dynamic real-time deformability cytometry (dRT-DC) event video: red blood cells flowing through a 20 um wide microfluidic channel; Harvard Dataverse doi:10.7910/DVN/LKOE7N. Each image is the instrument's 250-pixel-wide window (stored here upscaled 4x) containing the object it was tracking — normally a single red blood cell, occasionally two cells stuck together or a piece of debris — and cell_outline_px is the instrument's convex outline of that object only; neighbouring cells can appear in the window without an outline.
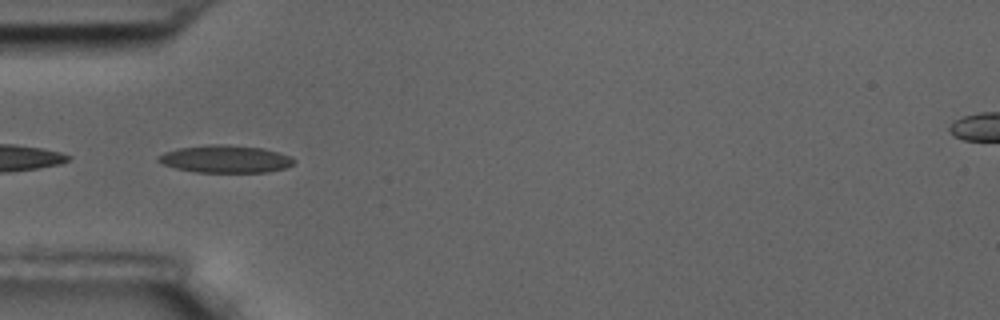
{"species": "common noctule bat (a hibernating species)", "species_latin": "Nyctalus noctula", "temperature_condition": "room temperature", "stored_images_in_passage": 57, "camera_frame_rate_fps": 3000, "um_per_image_px": 0.085, "animal": {"sex": "male", "body_mass_g": 17.5, "forearm_length_mm": 52.3}, "frame": {"image": 1, "passage_image": 17, "time_ms": 5.333, "image_size_px": [1000, 320], "cell_outline_px": [[296, 160], [292, 164], [284, 168], [268, 172], [196, 172], [176, 168], [164, 164], [156, 160], [156, 156], [164, 152], [176, 148], [208, 144], [224, 144], [264, 148], [292, 156]], "centroid_in_image_um": [19.14, 13.5], "position_along_channel_um": 65.9, "area_um2": 21.91}}
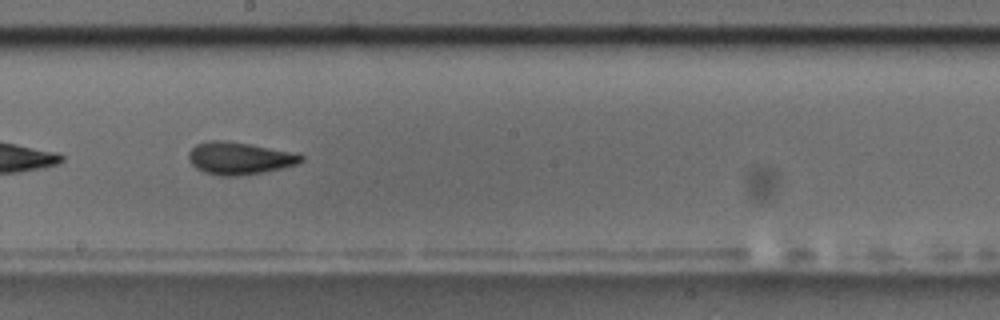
{"frame": {"image": 2, "passage_image": 31, "time_ms": 10.0, "image_size_px": [1000, 320], "cell_outline_px": [[304, 160], [296, 164], [264, 172], [236, 176], [220, 176], [204, 172], [196, 168], [192, 164], [188, 156], [188, 152], [196, 144], [208, 140], [224, 140], [296, 152], [304, 156]], "centroid_in_image_um": [20.34, 13.44], "position_along_channel_um": 227.9, "area_um2": 21.21}}
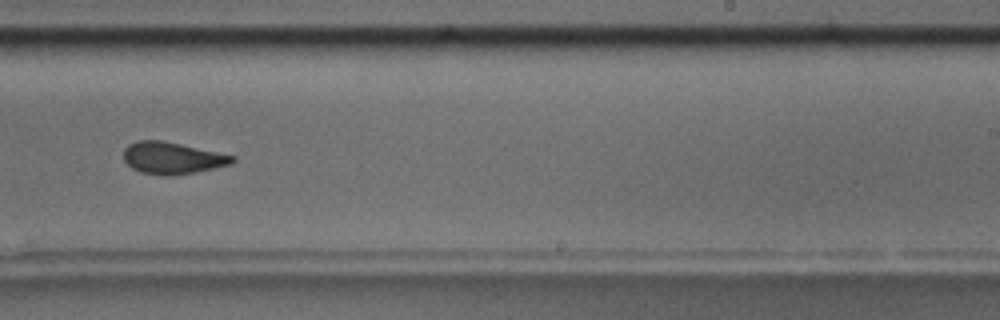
{"frame": {"image": 3, "passage_image": 35, "time_ms": 11.333, "image_size_px": [1000, 320], "cell_outline_px": [[236, 160], [232, 164], [196, 172], [164, 176], [140, 172], [132, 168], [124, 160], [124, 148], [128, 144], [136, 140], [164, 140], [236, 156]], "centroid_in_image_um": [14.65, 13.42], "position_along_channel_um": 274.4, "area_um2": 20.35}, "authors_computed_cell_mechanics": {"area_um2": 21.2126, "velocity_mm_per_s": 3.4913, "shape_relaxation_time_tau1_ms": 9.9746, "shape_relaxation_time_tau2_ms": 2.2949, "deformation_change_tau1": 0.2133, "deformation_change_tau2": 0.0915}}